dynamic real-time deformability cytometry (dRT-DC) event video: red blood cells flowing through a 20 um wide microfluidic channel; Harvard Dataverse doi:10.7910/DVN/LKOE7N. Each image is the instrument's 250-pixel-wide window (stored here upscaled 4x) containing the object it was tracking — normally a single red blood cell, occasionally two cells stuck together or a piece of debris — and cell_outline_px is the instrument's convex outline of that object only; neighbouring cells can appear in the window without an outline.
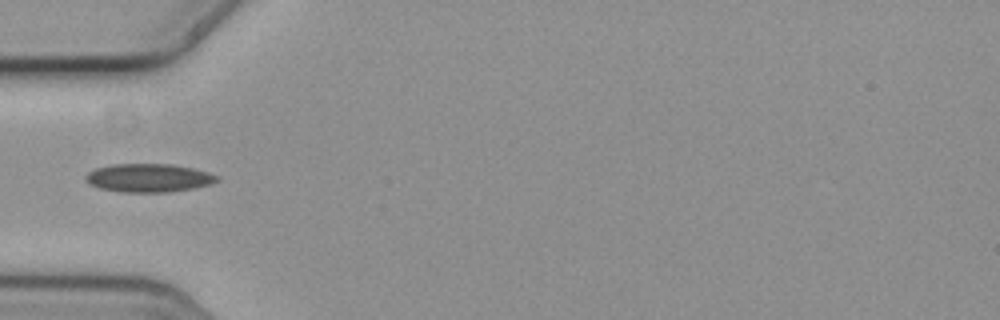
{"species": "common noctule bat (a hibernating species)", "species_latin": "Nyctalus noctula", "temperature_condition": "cold", "stored_images_in_passage": 39, "camera_frame_rate_fps": 3000, "um_per_image_px": 0.085, "animal": {"sex": "female", "body_mass_g": 19.3, "forearm_length_mm": 54.1}, "frame": {"image": 1, "passage_image": 1, "time_ms": 0.0, "image_size_px": [1000, 320], "cell_outline_px": [[220, 180], [208, 184], [192, 188], [168, 192], [120, 192], [100, 188], [88, 184], [84, 180], [84, 176], [88, 172], [96, 168], [112, 164], [172, 164], [192, 168], [208, 172], [220, 176]], "centroid_in_image_um": [12.6, 15.12], "position_along_channel_um": 72.4, "area_um2": 21.79}}
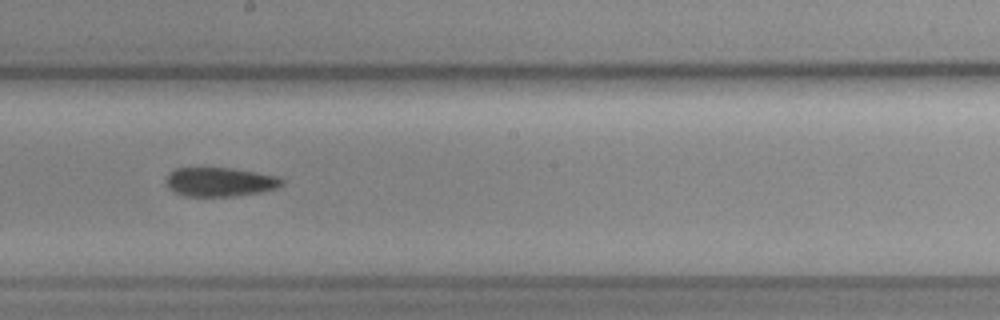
{"frame": {"image": 2, "passage_image": 14, "time_ms": 4.333, "image_size_px": [1000, 320], "cell_outline_px": [[284, 184], [276, 188], [260, 192], [236, 196], [184, 196], [168, 188], [164, 180], [168, 172], [176, 168], [228, 168], [276, 176], [284, 180]], "centroid_in_image_um": [18.64, 15.47], "position_along_channel_um": 229.6, "area_um2": 19.54}}
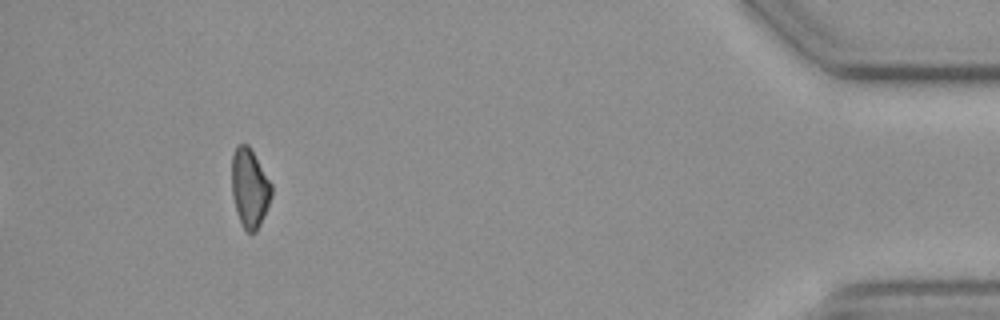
{"frame": {"image": 3, "passage_image": 35, "time_ms": 11.333, "image_size_px": [1000, 320], "cell_outline_px": [[272, 196], [260, 224], [256, 232], [248, 232], [244, 228], [240, 220], [236, 208], [232, 192], [232, 156], [236, 148], [240, 144], [248, 144], [272, 184]], "centroid_in_image_um": [21.23, 15.97], "position_along_channel_um": 414.0, "area_um2": 17.92}}